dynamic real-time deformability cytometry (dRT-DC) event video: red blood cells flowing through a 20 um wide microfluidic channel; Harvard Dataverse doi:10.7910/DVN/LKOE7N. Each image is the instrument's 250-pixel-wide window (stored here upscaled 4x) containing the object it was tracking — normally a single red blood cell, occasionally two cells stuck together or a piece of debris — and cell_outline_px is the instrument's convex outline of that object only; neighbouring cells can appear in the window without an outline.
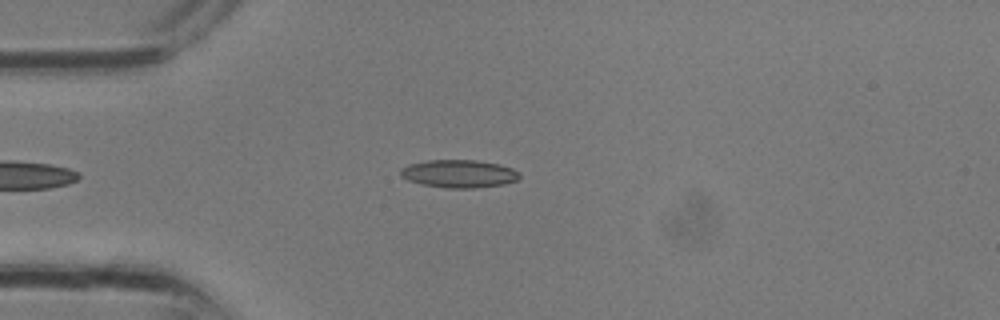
{"species": "common noctule bat (a hibernating species)", "species_latin": "Nyctalus noctula", "temperature_condition": "room temperature", "stored_images_in_passage": 23, "camera_frame_rate_fps": 3000, "um_per_image_px": 0.085, "animal": {"sex": "male", "body_mass_g": 13.3}, "frame": {"image": 1, "passage_image": 1, "time_ms": 0.0, "image_size_px": [1000, 320], "cell_outline_px": [[520, 176], [516, 180], [504, 184], [476, 188], [448, 188], [424, 184], [408, 180], [400, 176], [400, 168], [408, 164], [428, 160], [476, 160], [500, 164], [512, 168], [520, 172]], "centroid_in_image_um": [39.02, 14.76], "position_along_channel_um": 46.0, "area_um2": 19.36}}
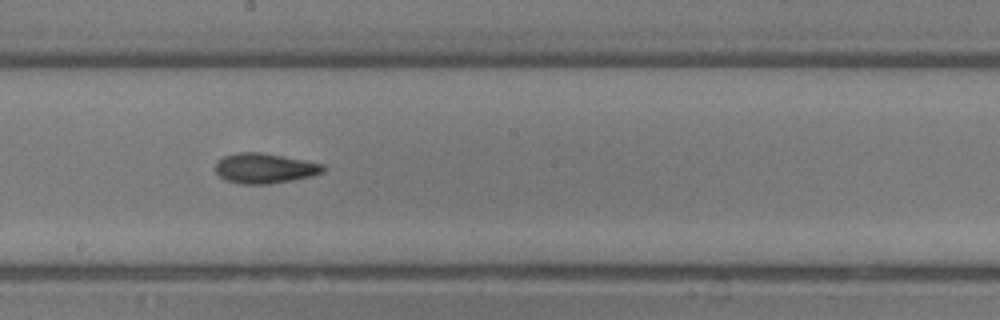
{"frame": {"image": 2, "passage_image": 10, "time_ms": 3.0, "image_size_px": [1000, 320], "cell_outline_px": [[324, 172], [312, 176], [268, 184], [240, 184], [224, 180], [216, 172], [216, 160], [224, 156], [240, 152], [260, 152], [304, 160], [324, 164]], "centroid_in_image_um": [22.47, 14.3], "position_along_channel_um": 225.7, "area_um2": 18.84}}
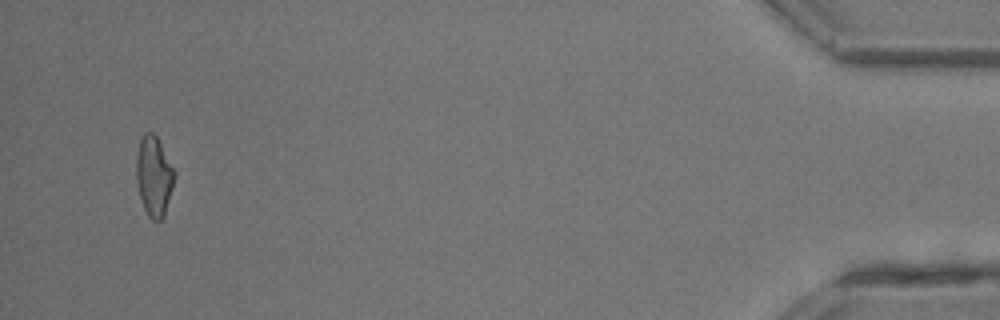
{"frame": {"image": 3, "passage_image": 23, "time_ms": 7.333, "image_size_px": [1000, 320], "cell_outline_px": [[176, 172], [172, 188], [164, 216], [160, 220], [152, 220], [148, 216], [144, 208], [140, 196], [136, 180], [136, 156], [140, 140], [144, 132], [152, 132], [156, 136]], "centroid_in_image_um": [13.08, 14.96], "position_along_channel_um": 422.1, "area_um2": 17.63}}